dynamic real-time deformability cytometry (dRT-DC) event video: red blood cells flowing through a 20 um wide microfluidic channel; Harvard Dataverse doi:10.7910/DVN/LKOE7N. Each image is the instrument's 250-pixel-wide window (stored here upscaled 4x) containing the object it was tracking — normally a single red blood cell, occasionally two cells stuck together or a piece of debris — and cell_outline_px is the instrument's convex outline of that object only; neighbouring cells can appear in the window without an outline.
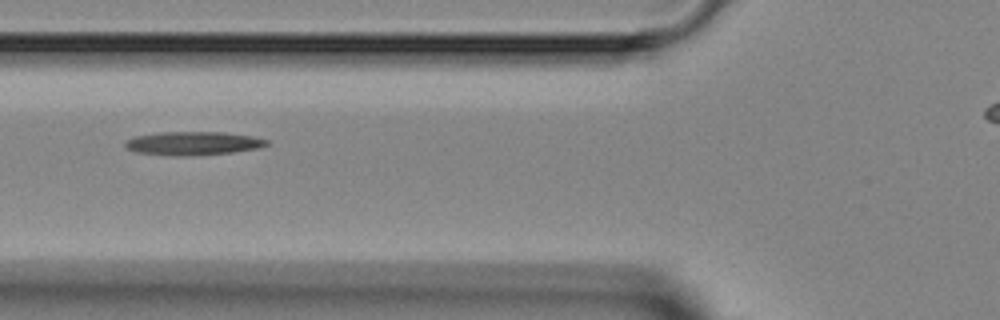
{"species": "Egyptian fruit bat (a non-hibernating species)", "species_latin": "Rousettus aegyptiacus", "temperature_condition": "room temperature", "stored_images_in_passage": 6, "camera_frame_rate_fps": 3000, "um_per_image_px": 0.085, "animal": {"sex": "female"}, "frame": {"image": 1, "passage_image": 6, "time_ms": 5.667, "image_size_px": [1000, 320], "cell_outline_px": [[268, 144], [260, 148], [232, 152], [188, 156], [172, 156], [136, 152], [124, 148], [124, 140], [132, 136], [160, 132], [224, 132], [252, 136], [268, 140]], "centroid_in_image_um": [16.34, 12.18], "position_along_channel_um": 109.5, "area_um2": 19.65}}